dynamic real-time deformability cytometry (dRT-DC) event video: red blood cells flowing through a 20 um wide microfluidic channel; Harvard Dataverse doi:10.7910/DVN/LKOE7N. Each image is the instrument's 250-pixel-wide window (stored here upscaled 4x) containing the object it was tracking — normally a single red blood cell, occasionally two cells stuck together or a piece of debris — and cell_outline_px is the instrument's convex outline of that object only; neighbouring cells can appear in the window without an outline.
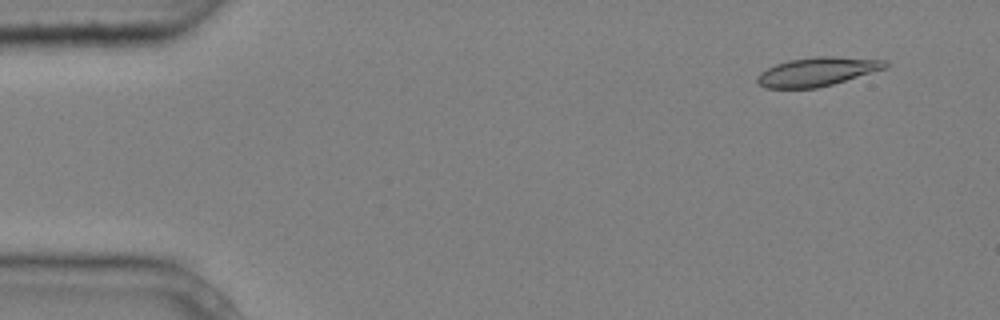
{"species": "common noctule bat (a hibernating species)", "species_latin": "Nyctalus noctula", "temperature_condition": "cold", "stored_images_in_passage": 4, "camera_frame_rate_fps": 3000, "um_per_image_px": 0.085, "animal": {"sex": "male", "body_mass_g": 20.4}, "frame": {"image": 1, "passage_image": 1, "time_ms": 0.0, "image_size_px": [1000, 320], "cell_outline_px": [[888, 68], [832, 84], [816, 88], [764, 88], [756, 80], [756, 76], [760, 72], [776, 64], [788, 60], [816, 56], [836, 56], [888, 60]], "centroid_in_image_um": [69.49, 6.08], "position_along_channel_um": 15.5, "area_um2": 21.62}}
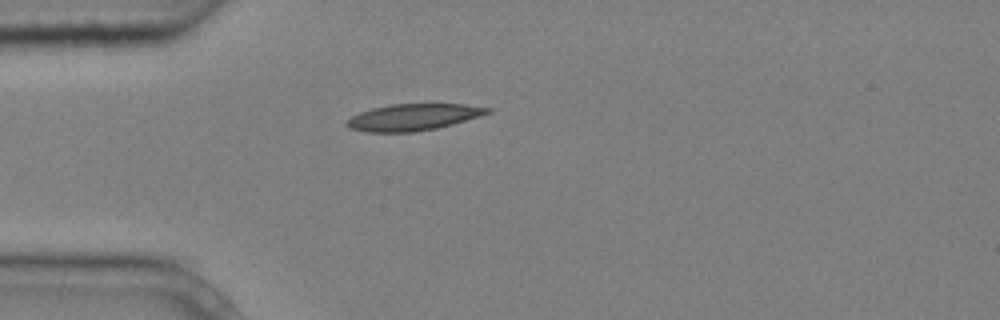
{"frame": {"image": 2, "passage_image": 4, "time_ms": 1.0, "image_size_px": [1000, 320], "cell_outline_px": [[492, 112], [480, 116], [452, 124], [436, 128], [416, 132], [364, 132], [348, 128], [344, 124], [352, 116], [360, 112], [372, 108], [392, 104], [464, 104], [492, 108]], "centroid_in_image_um": [35.11, 9.96], "position_along_channel_um": 49.9, "area_um2": 21.85}}